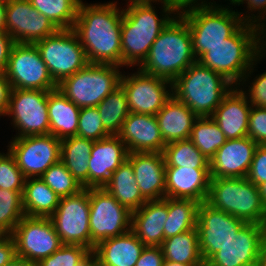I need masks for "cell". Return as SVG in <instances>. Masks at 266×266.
Returning <instances> with one entry per match:
<instances>
[{"label":"cell","instance_id":"1","mask_svg":"<svg viewBox=\"0 0 266 266\" xmlns=\"http://www.w3.org/2000/svg\"><path fill=\"white\" fill-rule=\"evenodd\" d=\"M117 5V1L80 3L73 30L90 64H112L122 67L123 8Z\"/></svg>","mask_w":266,"mask_h":266},{"label":"cell","instance_id":"2","mask_svg":"<svg viewBox=\"0 0 266 266\" xmlns=\"http://www.w3.org/2000/svg\"><path fill=\"white\" fill-rule=\"evenodd\" d=\"M161 2V3H160ZM154 3H132L123 8L121 47L122 69L140 66L148 56L150 47L158 35L177 15L163 0L161 15L157 14ZM156 9V10H155Z\"/></svg>","mask_w":266,"mask_h":266},{"label":"cell","instance_id":"3","mask_svg":"<svg viewBox=\"0 0 266 266\" xmlns=\"http://www.w3.org/2000/svg\"><path fill=\"white\" fill-rule=\"evenodd\" d=\"M196 61L187 21L177 14L158 35L138 68L173 82Z\"/></svg>","mask_w":266,"mask_h":266},{"label":"cell","instance_id":"4","mask_svg":"<svg viewBox=\"0 0 266 266\" xmlns=\"http://www.w3.org/2000/svg\"><path fill=\"white\" fill-rule=\"evenodd\" d=\"M233 87L218 72L196 61L172 82V93L198 117H211Z\"/></svg>","mask_w":266,"mask_h":266},{"label":"cell","instance_id":"5","mask_svg":"<svg viewBox=\"0 0 266 266\" xmlns=\"http://www.w3.org/2000/svg\"><path fill=\"white\" fill-rule=\"evenodd\" d=\"M205 202L246 223L263 224L266 217L259 187L246 177L211 178Z\"/></svg>","mask_w":266,"mask_h":266},{"label":"cell","instance_id":"6","mask_svg":"<svg viewBox=\"0 0 266 266\" xmlns=\"http://www.w3.org/2000/svg\"><path fill=\"white\" fill-rule=\"evenodd\" d=\"M256 58L253 25L243 24L225 42L210 47L197 61L238 86Z\"/></svg>","mask_w":266,"mask_h":266},{"label":"cell","instance_id":"7","mask_svg":"<svg viewBox=\"0 0 266 266\" xmlns=\"http://www.w3.org/2000/svg\"><path fill=\"white\" fill-rule=\"evenodd\" d=\"M217 5L194 8L180 15L190 29L193 52L198 60L210 47L225 42L244 23L232 6Z\"/></svg>","mask_w":266,"mask_h":266},{"label":"cell","instance_id":"8","mask_svg":"<svg viewBox=\"0 0 266 266\" xmlns=\"http://www.w3.org/2000/svg\"><path fill=\"white\" fill-rule=\"evenodd\" d=\"M112 64H90L63 79L57 89L79 108L96 107L120 85L122 71Z\"/></svg>","mask_w":266,"mask_h":266},{"label":"cell","instance_id":"9","mask_svg":"<svg viewBox=\"0 0 266 266\" xmlns=\"http://www.w3.org/2000/svg\"><path fill=\"white\" fill-rule=\"evenodd\" d=\"M35 45L57 85L88 64L84 48L73 29H59Z\"/></svg>","mask_w":266,"mask_h":266},{"label":"cell","instance_id":"10","mask_svg":"<svg viewBox=\"0 0 266 266\" xmlns=\"http://www.w3.org/2000/svg\"><path fill=\"white\" fill-rule=\"evenodd\" d=\"M91 251L103 240L131 230L132 212L106 189L89 188Z\"/></svg>","mask_w":266,"mask_h":266},{"label":"cell","instance_id":"11","mask_svg":"<svg viewBox=\"0 0 266 266\" xmlns=\"http://www.w3.org/2000/svg\"><path fill=\"white\" fill-rule=\"evenodd\" d=\"M4 73L12 89L43 91L57 89V84L50 76L35 44L14 43Z\"/></svg>","mask_w":266,"mask_h":266},{"label":"cell","instance_id":"12","mask_svg":"<svg viewBox=\"0 0 266 266\" xmlns=\"http://www.w3.org/2000/svg\"><path fill=\"white\" fill-rule=\"evenodd\" d=\"M48 93L43 90H11L5 116L12 118V127L18 132L12 138L50 134Z\"/></svg>","mask_w":266,"mask_h":266},{"label":"cell","instance_id":"13","mask_svg":"<svg viewBox=\"0 0 266 266\" xmlns=\"http://www.w3.org/2000/svg\"><path fill=\"white\" fill-rule=\"evenodd\" d=\"M49 218L63 245H80L91 250L89 188L62 197Z\"/></svg>","mask_w":266,"mask_h":266},{"label":"cell","instance_id":"14","mask_svg":"<svg viewBox=\"0 0 266 266\" xmlns=\"http://www.w3.org/2000/svg\"><path fill=\"white\" fill-rule=\"evenodd\" d=\"M8 144L25 178H39L60 160L61 139L51 134L12 138Z\"/></svg>","mask_w":266,"mask_h":266},{"label":"cell","instance_id":"15","mask_svg":"<svg viewBox=\"0 0 266 266\" xmlns=\"http://www.w3.org/2000/svg\"><path fill=\"white\" fill-rule=\"evenodd\" d=\"M123 73L120 85L126 93L130 112L156 115L173 96L172 82L167 79L145 73L139 68L135 73Z\"/></svg>","mask_w":266,"mask_h":266},{"label":"cell","instance_id":"16","mask_svg":"<svg viewBox=\"0 0 266 266\" xmlns=\"http://www.w3.org/2000/svg\"><path fill=\"white\" fill-rule=\"evenodd\" d=\"M16 256L38 263L63 243L50 218L24 216L12 232Z\"/></svg>","mask_w":266,"mask_h":266},{"label":"cell","instance_id":"17","mask_svg":"<svg viewBox=\"0 0 266 266\" xmlns=\"http://www.w3.org/2000/svg\"><path fill=\"white\" fill-rule=\"evenodd\" d=\"M245 223L223 210L215 209L206 202H202L198 207L196 228L199 250L204 263L219 251Z\"/></svg>","mask_w":266,"mask_h":266},{"label":"cell","instance_id":"18","mask_svg":"<svg viewBox=\"0 0 266 266\" xmlns=\"http://www.w3.org/2000/svg\"><path fill=\"white\" fill-rule=\"evenodd\" d=\"M263 247L262 224L245 223L205 266H259Z\"/></svg>","mask_w":266,"mask_h":266},{"label":"cell","instance_id":"19","mask_svg":"<svg viewBox=\"0 0 266 266\" xmlns=\"http://www.w3.org/2000/svg\"><path fill=\"white\" fill-rule=\"evenodd\" d=\"M58 30L29 0H7L6 32L15 43L35 44Z\"/></svg>","mask_w":266,"mask_h":266},{"label":"cell","instance_id":"20","mask_svg":"<svg viewBox=\"0 0 266 266\" xmlns=\"http://www.w3.org/2000/svg\"><path fill=\"white\" fill-rule=\"evenodd\" d=\"M257 146L248 136L227 140L210 160V177H247Z\"/></svg>","mask_w":266,"mask_h":266},{"label":"cell","instance_id":"21","mask_svg":"<svg viewBox=\"0 0 266 266\" xmlns=\"http://www.w3.org/2000/svg\"><path fill=\"white\" fill-rule=\"evenodd\" d=\"M126 145L118 135L94 141L89 159V188H103L111 174L127 159Z\"/></svg>","mask_w":266,"mask_h":266},{"label":"cell","instance_id":"22","mask_svg":"<svg viewBox=\"0 0 266 266\" xmlns=\"http://www.w3.org/2000/svg\"><path fill=\"white\" fill-rule=\"evenodd\" d=\"M118 136L126 145L129 153H163L166 146L160 133L156 115L130 112L123 122Z\"/></svg>","mask_w":266,"mask_h":266},{"label":"cell","instance_id":"23","mask_svg":"<svg viewBox=\"0 0 266 266\" xmlns=\"http://www.w3.org/2000/svg\"><path fill=\"white\" fill-rule=\"evenodd\" d=\"M131 162L137 185L147 201L165 198V157L161 152H132Z\"/></svg>","mask_w":266,"mask_h":266},{"label":"cell","instance_id":"24","mask_svg":"<svg viewBox=\"0 0 266 266\" xmlns=\"http://www.w3.org/2000/svg\"><path fill=\"white\" fill-rule=\"evenodd\" d=\"M165 197L206 201L210 168L165 167Z\"/></svg>","mask_w":266,"mask_h":266},{"label":"cell","instance_id":"25","mask_svg":"<svg viewBox=\"0 0 266 266\" xmlns=\"http://www.w3.org/2000/svg\"><path fill=\"white\" fill-rule=\"evenodd\" d=\"M251 105L238 86H234L222 99L211 118L218 124L227 140L247 136Z\"/></svg>","mask_w":266,"mask_h":266},{"label":"cell","instance_id":"26","mask_svg":"<svg viewBox=\"0 0 266 266\" xmlns=\"http://www.w3.org/2000/svg\"><path fill=\"white\" fill-rule=\"evenodd\" d=\"M168 218V197L147 201L132 211L131 230L145 246H161L164 223Z\"/></svg>","mask_w":266,"mask_h":266},{"label":"cell","instance_id":"27","mask_svg":"<svg viewBox=\"0 0 266 266\" xmlns=\"http://www.w3.org/2000/svg\"><path fill=\"white\" fill-rule=\"evenodd\" d=\"M145 245L130 230L98 243L92 256L100 266H135Z\"/></svg>","mask_w":266,"mask_h":266},{"label":"cell","instance_id":"28","mask_svg":"<svg viewBox=\"0 0 266 266\" xmlns=\"http://www.w3.org/2000/svg\"><path fill=\"white\" fill-rule=\"evenodd\" d=\"M197 118L191 109L172 96L156 114L164 143L189 139Z\"/></svg>","mask_w":266,"mask_h":266},{"label":"cell","instance_id":"29","mask_svg":"<svg viewBox=\"0 0 266 266\" xmlns=\"http://www.w3.org/2000/svg\"><path fill=\"white\" fill-rule=\"evenodd\" d=\"M47 106L50 134L59 139L77 136L81 108L76 106L58 89L49 91Z\"/></svg>","mask_w":266,"mask_h":266},{"label":"cell","instance_id":"30","mask_svg":"<svg viewBox=\"0 0 266 266\" xmlns=\"http://www.w3.org/2000/svg\"><path fill=\"white\" fill-rule=\"evenodd\" d=\"M93 143L78 136L61 139L60 160L83 188H89L88 161Z\"/></svg>","mask_w":266,"mask_h":266},{"label":"cell","instance_id":"31","mask_svg":"<svg viewBox=\"0 0 266 266\" xmlns=\"http://www.w3.org/2000/svg\"><path fill=\"white\" fill-rule=\"evenodd\" d=\"M103 188L131 212L147 202L140 192L132 164L128 159L111 174L109 182Z\"/></svg>","mask_w":266,"mask_h":266},{"label":"cell","instance_id":"32","mask_svg":"<svg viewBox=\"0 0 266 266\" xmlns=\"http://www.w3.org/2000/svg\"><path fill=\"white\" fill-rule=\"evenodd\" d=\"M22 198L25 216L41 218H49L61 199L40 178L25 179Z\"/></svg>","mask_w":266,"mask_h":266},{"label":"cell","instance_id":"33","mask_svg":"<svg viewBox=\"0 0 266 266\" xmlns=\"http://www.w3.org/2000/svg\"><path fill=\"white\" fill-rule=\"evenodd\" d=\"M164 260L182 264H205L199 250L197 228L164 239Z\"/></svg>","mask_w":266,"mask_h":266},{"label":"cell","instance_id":"34","mask_svg":"<svg viewBox=\"0 0 266 266\" xmlns=\"http://www.w3.org/2000/svg\"><path fill=\"white\" fill-rule=\"evenodd\" d=\"M200 203L191 199L168 197V218L164 223V239L196 228Z\"/></svg>","mask_w":266,"mask_h":266},{"label":"cell","instance_id":"35","mask_svg":"<svg viewBox=\"0 0 266 266\" xmlns=\"http://www.w3.org/2000/svg\"><path fill=\"white\" fill-rule=\"evenodd\" d=\"M102 124L110 135H118L130 113L127 96L121 85L115 88L97 106Z\"/></svg>","mask_w":266,"mask_h":266},{"label":"cell","instance_id":"36","mask_svg":"<svg viewBox=\"0 0 266 266\" xmlns=\"http://www.w3.org/2000/svg\"><path fill=\"white\" fill-rule=\"evenodd\" d=\"M189 139L208 161L227 141L225 134L211 117H198L194 121Z\"/></svg>","mask_w":266,"mask_h":266},{"label":"cell","instance_id":"37","mask_svg":"<svg viewBox=\"0 0 266 266\" xmlns=\"http://www.w3.org/2000/svg\"><path fill=\"white\" fill-rule=\"evenodd\" d=\"M58 29H73L82 0H29Z\"/></svg>","mask_w":266,"mask_h":266},{"label":"cell","instance_id":"38","mask_svg":"<svg viewBox=\"0 0 266 266\" xmlns=\"http://www.w3.org/2000/svg\"><path fill=\"white\" fill-rule=\"evenodd\" d=\"M163 155L166 162L165 167L210 168V161L190 139L166 144Z\"/></svg>","mask_w":266,"mask_h":266},{"label":"cell","instance_id":"39","mask_svg":"<svg viewBox=\"0 0 266 266\" xmlns=\"http://www.w3.org/2000/svg\"><path fill=\"white\" fill-rule=\"evenodd\" d=\"M22 193L0 189V234H12L25 216Z\"/></svg>","mask_w":266,"mask_h":266},{"label":"cell","instance_id":"40","mask_svg":"<svg viewBox=\"0 0 266 266\" xmlns=\"http://www.w3.org/2000/svg\"><path fill=\"white\" fill-rule=\"evenodd\" d=\"M60 198L78 194L84 188L59 160L40 177Z\"/></svg>","mask_w":266,"mask_h":266},{"label":"cell","instance_id":"41","mask_svg":"<svg viewBox=\"0 0 266 266\" xmlns=\"http://www.w3.org/2000/svg\"><path fill=\"white\" fill-rule=\"evenodd\" d=\"M92 251L80 245H62L52 255L41 259L38 266H82Z\"/></svg>","mask_w":266,"mask_h":266},{"label":"cell","instance_id":"42","mask_svg":"<svg viewBox=\"0 0 266 266\" xmlns=\"http://www.w3.org/2000/svg\"><path fill=\"white\" fill-rule=\"evenodd\" d=\"M259 61L262 60L256 58L253 61L251 68L245 74L238 87L246 95L251 106L266 108V71L262 74L256 75V77H254V79L250 83V78L253 72L256 71V69L254 70V68H257L255 66H257V63H259ZM247 86L248 88L246 89Z\"/></svg>","mask_w":266,"mask_h":266},{"label":"cell","instance_id":"43","mask_svg":"<svg viewBox=\"0 0 266 266\" xmlns=\"http://www.w3.org/2000/svg\"><path fill=\"white\" fill-rule=\"evenodd\" d=\"M77 136L93 141L110 136L102 124L97 107L81 108L78 118Z\"/></svg>","mask_w":266,"mask_h":266},{"label":"cell","instance_id":"44","mask_svg":"<svg viewBox=\"0 0 266 266\" xmlns=\"http://www.w3.org/2000/svg\"><path fill=\"white\" fill-rule=\"evenodd\" d=\"M25 177L18 168L14 156L7 149V153H0V189L23 191Z\"/></svg>","mask_w":266,"mask_h":266},{"label":"cell","instance_id":"45","mask_svg":"<svg viewBox=\"0 0 266 266\" xmlns=\"http://www.w3.org/2000/svg\"><path fill=\"white\" fill-rule=\"evenodd\" d=\"M247 136L257 145H266V108L251 106Z\"/></svg>","mask_w":266,"mask_h":266},{"label":"cell","instance_id":"46","mask_svg":"<svg viewBox=\"0 0 266 266\" xmlns=\"http://www.w3.org/2000/svg\"><path fill=\"white\" fill-rule=\"evenodd\" d=\"M250 182L259 186L266 181V146L258 145L246 177Z\"/></svg>","mask_w":266,"mask_h":266},{"label":"cell","instance_id":"47","mask_svg":"<svg viewBox=\"0 0 266 266\" xmlns=\"http://www.w3.org/2000/svg\"><path fill=\"white\" fill-rule=\"evenodd\" d=\"M245 3L247 4V11L245 12L246 14L237 11V9L236 12L239 14L241 21L244 24L253 25L266 13V0H237L232 6L236 7V5L240 6V4L243 5ZM253 11L257 14L255 15Z\"/></svg>","mask_w":266,"mask_h":266},{"label":"cell","instance_id":"48","mask_svg":"<svg viewBox=\"0 0 266 266\" xmlns=\"http://www.w3.org/2000/svg\"><path fill=\"white\" fill-rule=\"evenodd\" d=\"M164 254L161 246H145L135 266H163Z\"/></svg>","mask_w":266,"mask_h":266},{"label":"cell","instance_id":"49","mask_svg":"<svg viewBox=\"0 0 266 266\" xmlns=\"http://www.w3.org/2000/svg\"><path fill=\"white\" fill-rule=\"evenodd\" d=\"M262 22V23H261ZM256 57H266V13L253 24Z\"/></svg>","mask_w":266,"mask_h":266},{"label":"cell","instance_id":"50","mask_svg":"<svg viewBox=\"0 0 266 266\" xmlns=\"http://www.w3.org/2000/svg\"><path fill=\"white\" fill-rule=\"evenodd\" d=\"M170 8H172L177 14L184 13L190 9L201 7L217 6L216 1L209 2V0H163ZM208 1V2H207Z\"/></svg>","mask_w":266,"mask_h":266},{"label":"cell","instance_id":"51","mask_svg":"<svg viewBox=\"0 0 266 266\" xmlns=\"http://www.w3.org/2000/svg\"><path fill=\"white\" fill-rule=\"evenodd\" d=\"M16 256L12 234H0V266L9 263Z\"/></svg>","mask_w":266,"mask_h":266},{"label":"cell","instance_id":"52","mask_svg":"<svg viewBox=\"0 0 266 266\" xmlns=\"http://www.w3.org/2000/svg\"><path fill=\"white\" fill-rule=\"evenodd\" d=\"M14 41L8 32H0V72L4 73L7 68L9 55Z\"/></svg>","mask_w":266,"mask_h":266},{"label":"cell","instance_id":"53","mask_svg":"<svg viewBox=\"0 0 266 266\" xmlns=\"http://www.w3.org/2000/svg\"><path fill=\"white\" fill-rule=\"evenodd\" d=\"M11 90L5 73L0 72V117H4L7 113Z\"/></svg>","mask_w":266,"mask_h":266},{"label":"cell","instance_id":"54","mask_svg":"<svg viewBox=\"0 0 266 266\" xmlns=\"http://www.w3.org/2000/svg\"><path fill=\"white\" fill-rule=\"evenodd\" d=\"M3 266H38V264L25 258L15 256L9 263Z\"/></svg>","mask_w":266,"mask_h":266},{"label":"cell","instance_id":"55","mask_svg":"<svg viewBox=\"0 0 266 266\" xmlns=\"http://www.w3.org/2000/svg\"><path fill=\"white\" fill-rule=\"evenodd\" d=\"M6 4L7 0H0V32H6Z\"/></svg>","mask_w":266,"mask_h":266},{"label":"cell","instance_id":"56","mask_svg":"<svg viewBox=\"0 0 266 266\" xmlns=\"http://www.w3.org/2000/svg\"><path fill=\"white\" fill-rule=\"evenodd\" d=\"M258 187H259L260 195L262 198V202L264 206L266 207V181L261 183Z\"/></svg>","mask_w":266,"mask_h":266},{"label":"cell","instance_id":"57","mask_svg":"<svg viewBox=\"0 0 266 266\" xmlns=\"http://www.w3.org/2000/svg\"><path fill=\"white\" fill-rule=\"evenodd\" d=\"M163 266H205V264H182L164 260Z\"/></svg>","mask_w":266,"mask_h":266},{"label":"cell","instance_id":"58","mask_svg":"<svg viewBox=\"0 0 266 266\" xmlns=\"http://www.w3.org/2000/svg\"><path fill=\"white\" fill-rule=\"evenodd\" d=\"M82 266H100L99 262L91 255Z\"/></svg>","mask_w":266,"mask_h":266},{"label":"cell","instance_id":"59","mask_svg":"<svg viewBox=\"0 0 266 266\" xmlns=\"http://www.w3.org/2000/svg\"><path fill=\"white\" fill-rule=\"evenodd\" d=\"M128 1L126 4H132V3H156L159 2L161 0H126Z\"/></svg>","mask_w":266,"mask_h":266},{"label":"cell","instance_id":"60","mask_svg":"<svg viewBox=\"0 0 266 266\" xmlns=\"http://www.w3.org/2000/svg\"><path fill=\"white\" fill-rule=\"evenodd\" d=\"M259 266H266V248H263Z\"/></svg>","mask_w":266,"mask_h":266},{"label":"cell","instance_id":"61","mask_svg":"<svg viewBox=\"0 0 266 266\" xmlns=\"http://www.w3.org/2000/svg\"><path fill=\"white\" fill-rule=\"evenodd\" d=\"M262 226H263V239H264V247L263 248H266V217L264 218Z\"/></svg>","mask_w":266,"mask_h":266},{"label":"cell","instance_id":"62","mask_svg":"<svg viewBox=\"0 0 266 266\" xmlns=\"http://www.w3.org/2000/svg\"><path fill=\"white\" fill-rule=\"evenodd\" d=\"M226 1H228V0H226ZM236 1H237V0H229L230 3H228V4H229V5H231V4L233 5Z\"/></svg>","mask_w":266,"mask_h":266}]
</instances>
